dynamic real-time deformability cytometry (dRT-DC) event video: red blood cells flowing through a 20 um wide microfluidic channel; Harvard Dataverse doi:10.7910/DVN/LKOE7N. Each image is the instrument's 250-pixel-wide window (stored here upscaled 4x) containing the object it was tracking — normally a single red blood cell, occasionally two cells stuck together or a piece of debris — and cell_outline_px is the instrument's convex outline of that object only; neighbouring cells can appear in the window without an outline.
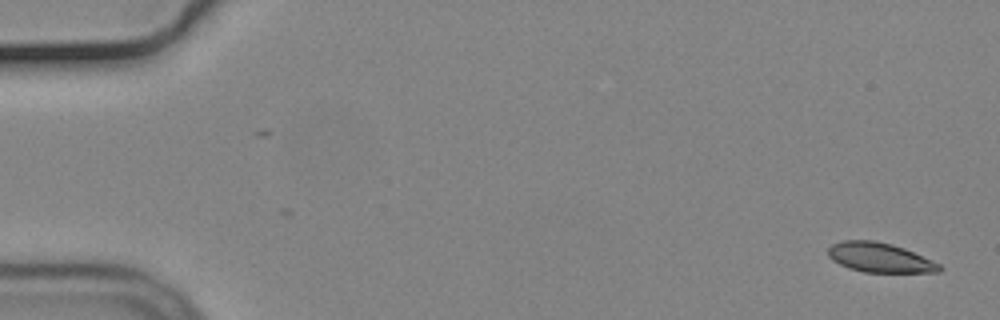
{"species": "common noctule bat (a hibernating species)", "species_latin": "Nyctalus noctula", "temperature_condition": "cold", "stored_images_in_passage": 55, "camera_frame_rate_fps": 3000, "um_per_image_px": 0.085, "animal": {"sex": "male", "body_mass_g": 19.2, "forearm_length_mm": 51.8}, "frame": {"image": 1, "passage_image": 1, "time_ms": 0.0, "image_size_px": [1000, 320], "cell_outline_px": [[940, 272], [864, 272], [848, 268], [832, 260], [828, 256], [828, 248], [832, 244], [844, 240], [872, 240], [892, 244], [904, 248], [932, 260], [940, 264]], "centroid_in_image_um": [74.75, 21.89], "position_along_channel_um": 10.3, "area_um2": 19.07}}
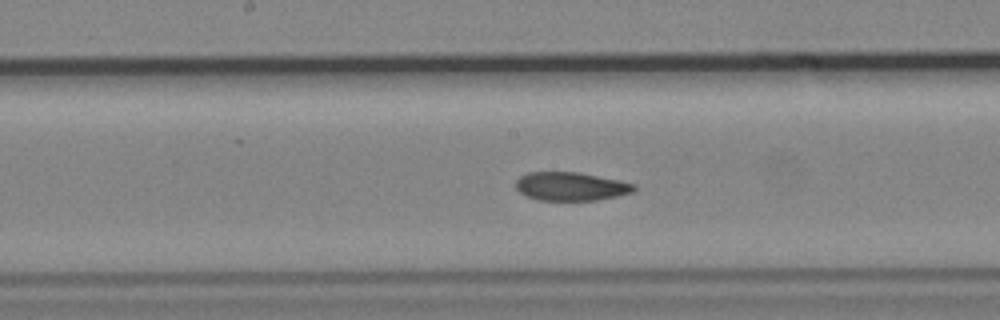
{"frame": {"image": 2, "passage_image": 28, "time_ms": 9.0, "image_size_px": [1000, 320], "cell_outline_px": [[636, 188], [632, 192], [616, 196], [596, 200], [540, 200], [528, 196], [520, 192], [516, 188], [516, 180], [520, 176], [528, 172], [576, 172], [620, 180], [636, 184]], "centroid_in_image_um": [48.53, 15.84], "position_along_channel_um": 199.7, "area_um2": 19.48}}
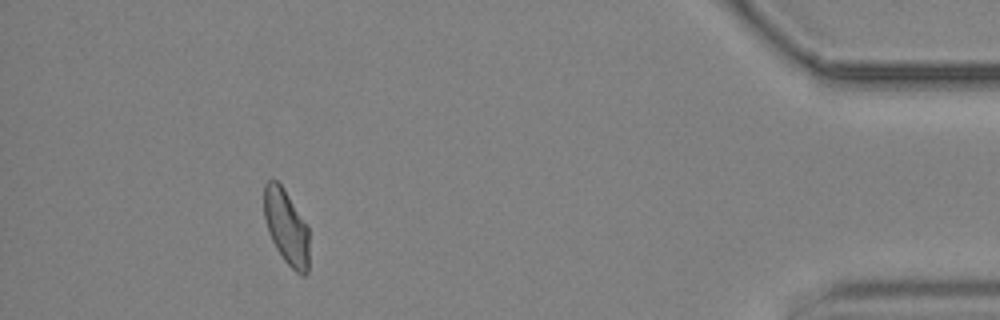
{"frame": {"image": 3, "passage_image": 50, "time_ms": 16.333, "image_size_px": [1000, 320], "cell_outline_px": [[308, 272], [304, 276], [300, 276], [284, 260], [276, 248], [268, 232], [264, 216], [264, 184], [268, 180], [276, 180], [284, 188], [308, 224]], "centroid_in_image_um": [24.35, 19.29], "position_along_channel_um": 410.9, "area_um2": 19.88}, "authors_computed_cell_mechanics": {"area_um2": 20.3456, "velocity_mm_per_s": 3.679, "shape_relaxation_time_tau1_ms": 9.0544, "shape_relaxation_time_tau2_ms": 3.7754, "deformation_change_tau1": 0.167, "deformation_change_tau2": 0.0829}}